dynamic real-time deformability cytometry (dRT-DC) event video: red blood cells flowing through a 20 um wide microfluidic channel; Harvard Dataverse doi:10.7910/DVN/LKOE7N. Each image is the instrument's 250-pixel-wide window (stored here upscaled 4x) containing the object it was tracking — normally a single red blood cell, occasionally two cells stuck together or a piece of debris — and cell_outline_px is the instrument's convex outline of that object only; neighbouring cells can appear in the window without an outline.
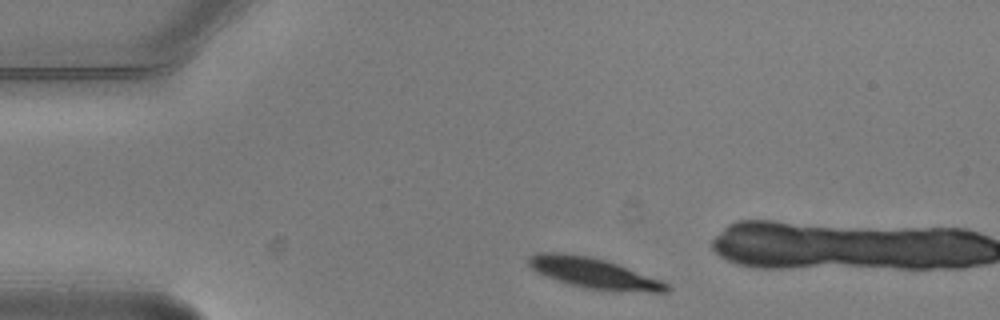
{"species": "common noctule bat (a hibernating species)", "species_latin": "Nyctalus noctula", "temperature_condition": "warm", "stored_images_in_passage": 3, "camera_frame_rate_fps": 3000, "um_per_image_px": 0.085, "animal": {"sex": "male", "body_mass_g": 20.5, "forearm_length_mm": 52.5}, "frame": {"image": 1, "passage_image": 1, "time_ms": 0.0, "image_size_px": [1000, 320], "cell_outline_px": [[672, 288], [668, 292], [652, 292], [584, 288], [568, 284], [544, 276], [536, 272], [528, 264], [528, 256], [536, 252], [560, 252], [588, 256], [604, 260], [616, 264], [660, 280], [668, 284]], "centroid_in_image_um": [50.4, 23.2], "position_along_channel_um": 34.6, "area_um2": 24.22}}